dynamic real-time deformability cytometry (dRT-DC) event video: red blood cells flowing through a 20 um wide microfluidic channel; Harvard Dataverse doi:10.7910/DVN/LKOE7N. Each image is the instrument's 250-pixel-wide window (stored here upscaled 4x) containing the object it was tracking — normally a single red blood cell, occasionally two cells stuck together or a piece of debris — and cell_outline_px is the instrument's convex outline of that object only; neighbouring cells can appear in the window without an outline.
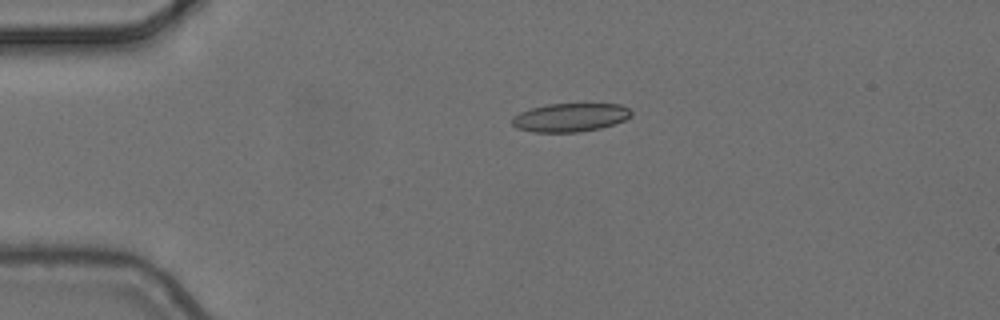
{"species": "common noctule bat (a hibernating species)", "species_latin": "Nyctalus noctula", "temperature_condition": "cold", "stored_images_in_passage": 5, "camera_frame_rate_fps": 3000, "um_per_image_px": 0.085, "animal": {"sex": "female", "body_mass_g": 24.6, "forearm_length_mm": 56.2}, "frame": {"image": 1, "passage_image": 4, "time_ms": 1.0, "image_size_px": [1000, 320], "cell_outline_px": [[632, 116], [624, 120], [600, 128], [580, 132], [532, 132], [516, 128], [512, 124], [512, 116], [520, 112], [532, 108], [548, 104], [620, 104], [628, 108], [632, 112]], "centroid_in_image_um": [48.45, 9.99], "position_along_channel_um": 36.5, "area_um2": 19.77}}